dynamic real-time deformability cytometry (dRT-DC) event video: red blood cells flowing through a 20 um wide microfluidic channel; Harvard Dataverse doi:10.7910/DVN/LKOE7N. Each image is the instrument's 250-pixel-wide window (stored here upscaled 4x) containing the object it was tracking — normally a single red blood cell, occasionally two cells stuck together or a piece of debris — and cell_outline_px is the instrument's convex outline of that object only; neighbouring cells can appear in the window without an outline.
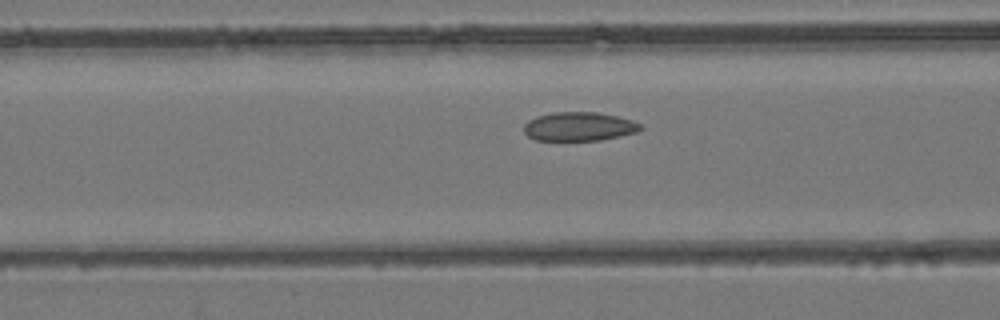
{"species": "common noctule bat (a hibernating species)", "species_latin": "Nyctalus noctula", "temperature_condition": "room temperature", "stored_images_in_passage": 41, "camera_frame_rate_fps": 3000, "um_per_image_px": 0.085, "animal": {"sex": "female", "body_mass_g": 24.6, "forearm_length_mm": 56.2}, "frame": {"image": 1, "passage_image": 17, "time_ms": 5.333, "image_size_px": [1000, 320], "cell_outline_px": [[644, 128], [636, 132], [620, 136], [600, 140], [536, 140], [528, 136], [524, 132], [524, 124], [528, 120], [536, 116], [552, 112], [596, 112], [616, 116], [632, 120], [640, 124]], "centroid_in_image_um": [49.2, 10.75], "position_along_channel_um": 117.4, "area_um2": 19.59}}
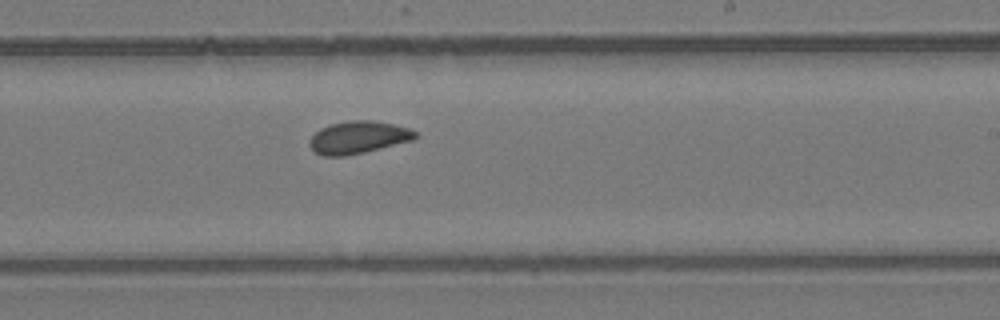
{"frame": {"image": 2, "passage_image": 27, "time_ms": 8.667, "image_size_px": [1000, 320], "cell_outline_px": [[416, 136], [412, 140], [364, 152], [344, 156], [324, 156], [316, 152], [308, 144], [312, 136], [320, 128], [328, 124], [352, 120], [372, 120], [392, 124], [408, 128], [416, 132]], "centroid_in_image_um": [30.42, 11.67], "position_along_channel_um": 258.6, "area_um2": 19.71}}
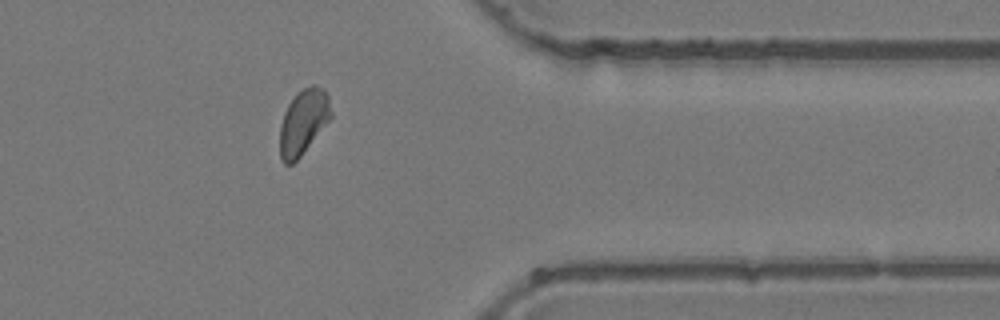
{"frame": {"image": 3, "passage_image": 37, "time_ms": 12.0, "image_size_px": [1000, 320], "cell_outline_px": [[332, 116], [300, 156], [292, 164], [284, 164], [280, 160], [280, 124], [284, 112], [288, 104], [304, 88], [312, 84], [324, 88], [328, 96], [332, 112]], "centroid_in_image_um": [25.77, 10.36], "position_along_channel_um": 385.6, "area_um2": 19.13}}